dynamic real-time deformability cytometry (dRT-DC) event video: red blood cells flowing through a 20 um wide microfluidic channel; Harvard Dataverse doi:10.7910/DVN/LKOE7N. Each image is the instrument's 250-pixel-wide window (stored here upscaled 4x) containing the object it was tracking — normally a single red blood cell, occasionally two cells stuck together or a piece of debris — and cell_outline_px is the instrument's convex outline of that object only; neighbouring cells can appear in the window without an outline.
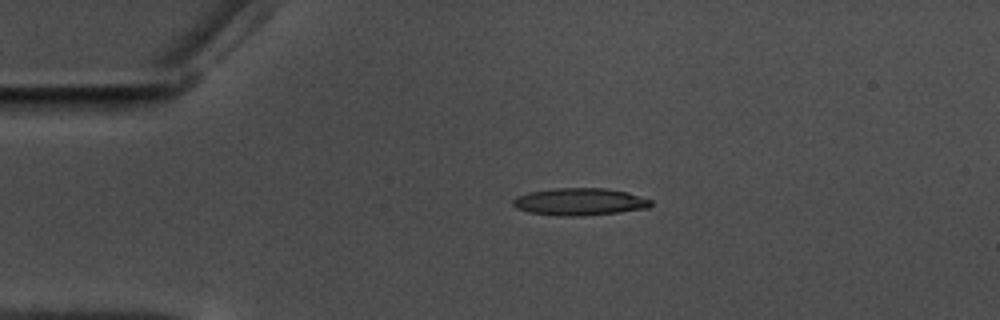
{"species": "common noctule bat (a hibernating species)", "species_latin": "Nyctalus noctula", "temperature_condition": "warm", "stored_images_in_passage": 46, "camera_frame_rate_fps": 3000, "um_per_image_px": 0.085, "animal": {"sex": "male", "body_mass_g": 17.5, "forearm_length_mm": 52.3}, "frame": {"image": 1, "passage_image": 1, "time_ms": 0.0, "image_size_px": [1000, 320], "cell_outline_px": [[652, 204], [648, 208], [620, 212], [584, 216], [560, 216], [528, 212], [516, 208], [512, 204], [512, 200], [516, 196], [528, 192], [556, 188], [608, 188], [628, 192], [652, 200]], "centroid_in_image_um": [49.27, 17.15], "position_along_channel_um": 35.7, "area_um2": 22.14}}
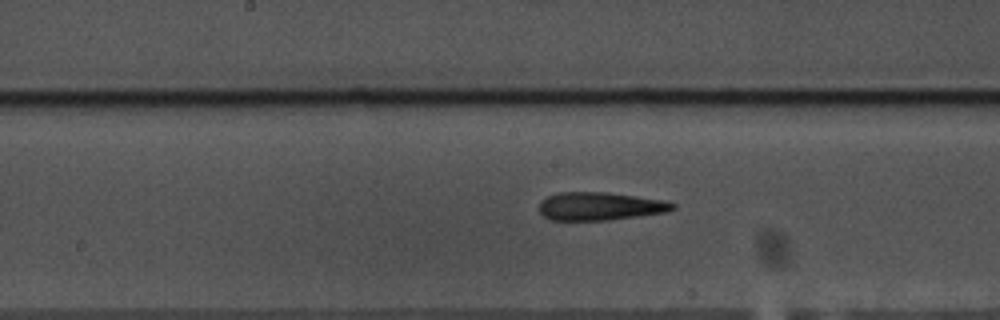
{"frame": {"image": 2, "passage_image": 18, "time_ms": 5.667, "image_size_px": [1000, 320], "cell_outline_px": [[676, 208], [668, 212], [608, 220], [548, 220], [540, 212], [540, 200], [548, 196], [560, 192], [608, 192], [636, 196], [660, 200], [676, 204]], "centroid_in_image_um": [50.98, 17.53], "position_along_channel_um": 197.2, "area_um2": 21.85}}
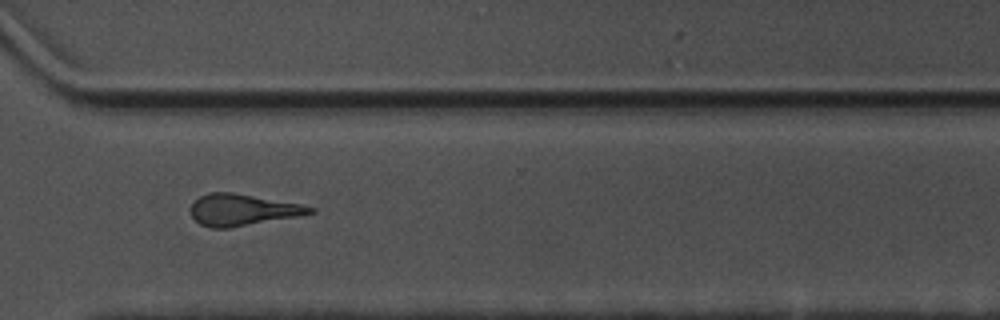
{"frame": {"image": 3, "passage_image": 31, "time_ms": 10.0, "image_size_px": [1000, 320], "cell_outline_px": [[316, 212], [300, 216], [228, 228], [212, 228], [200, 224], [192, 216], [192, 204], [200, 196], [208, 192], [232, 192], [300, 204], [316, 208]], "centroid_in_image_um": [20.63, 17.84], "position_along_channel_um": 350.0, "area_um2": 21.73}, "authors_computed_cell_mechanics": {"area_um2": 21.6172, "velocity_mm_per_s": 3.5267, "shape_relaxation_time_tau1_ms": 6.8467, "shape_relaxation_time_tau2_ms": 4.7699, "deformation_change_tau1": 0.2635, "deformation_change_tau2": 0.2057}}